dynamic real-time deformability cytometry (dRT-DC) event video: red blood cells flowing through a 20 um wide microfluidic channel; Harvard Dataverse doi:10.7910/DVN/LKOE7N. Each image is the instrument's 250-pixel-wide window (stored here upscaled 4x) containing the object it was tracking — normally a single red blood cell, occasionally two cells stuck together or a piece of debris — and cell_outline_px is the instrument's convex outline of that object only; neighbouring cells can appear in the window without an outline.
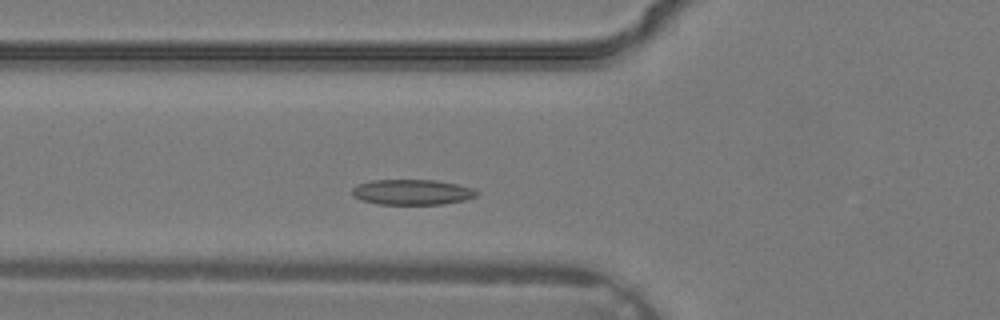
{"species": "common noctule bat (a hibernating species)", "species_latin": "Nyctalus noctula", "temperature_condition": "warm", "stored_images_in_passage": 29, "camera_frame_rate_fps": 3000, "um_per_image_px": 0.085, "animal": {"sex": "male", "body_mass_g": 19.2, "forearm_length_mm": 51.8}, "frame": {"image": 1, "passage_image": 6, "time_ms": 1.667, "image_size_px": [1000, 320], "cell_outline_px": [[480, 192], [476, 196], [464, 200], [444, 204], [376, 204], [360, 200], [352, 196], [352, 188], [356, 184], [372, 180], [436, 180], [456, 184], [472, 188]], "centroid_in_image_um": [34.99, 16.33], "position_along_channel_um": 90.8, "area_um2": 18.55}}
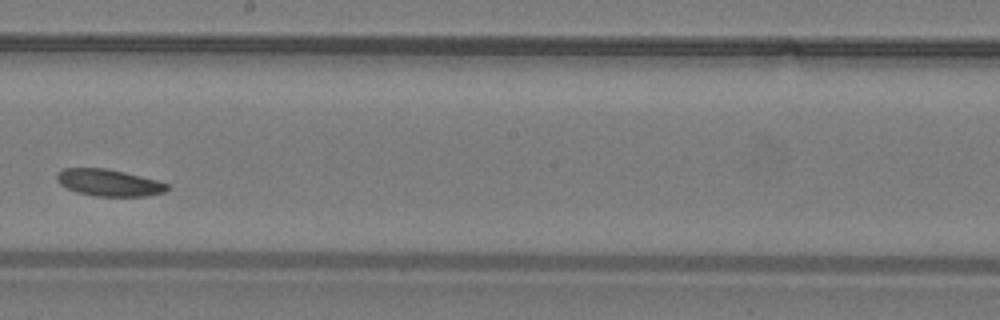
{"frame": {"image": 2, "passage_image": 14, "time_ms": 4.333, "image_size_px": [1000, 320], "cell_outline_px": [[172, 188], [164, 192], [148, 196], [96, 196], [76, 192], [60, 184], [56, 176], [64, 168], [104, 168], [124, 172], [156, 180], [168, 184]], "centroid_in_image_um": [9.3, 15.54], "position_along_channel_um": 238.9, "area_um2": 17.11}}
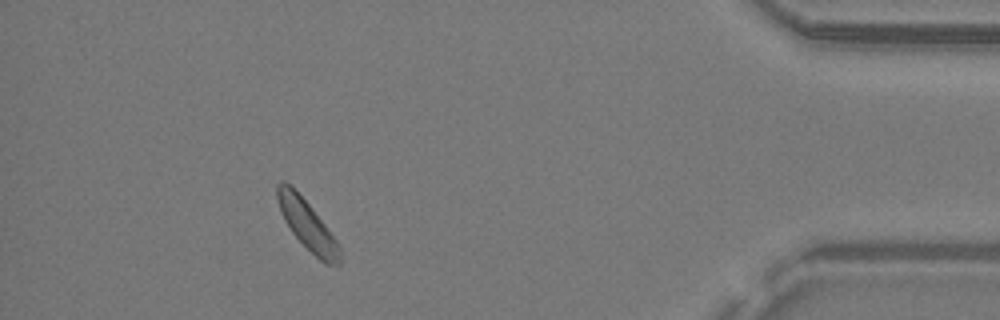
{"frame": {"image": 3, "passage_image": 26, "time_ms": 8.333, "image_size_px": [1000, 320], "cell_outline_px": [[340, 264], [324, 264], [292, 232], [284, 220], [280, 212], [276, 200], [276, 184], [280, 180], [284, 180], [312, 208], [336, 240], [340, 248]], "centroid_in_image_um": [26.08, 19.09], "position_along_channel_um": 409.1, "area_um2": 17.51}}